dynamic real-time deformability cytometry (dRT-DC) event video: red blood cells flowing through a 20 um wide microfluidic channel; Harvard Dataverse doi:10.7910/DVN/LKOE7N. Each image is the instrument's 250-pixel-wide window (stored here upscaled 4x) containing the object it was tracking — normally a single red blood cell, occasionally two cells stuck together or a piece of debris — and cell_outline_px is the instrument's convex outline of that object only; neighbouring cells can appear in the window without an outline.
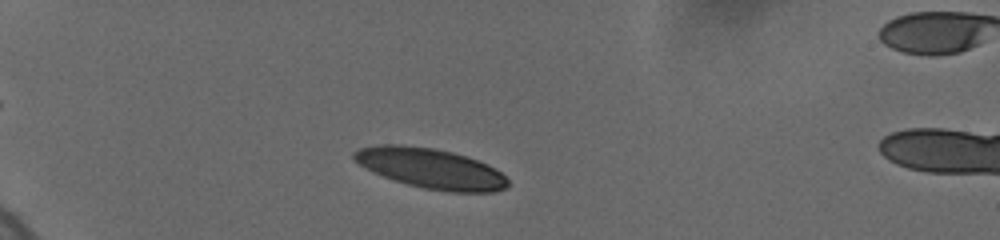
{"species": "human", "species_latin": "Homo sapiens", "temperature_condition": "cold", "stored_images_in_passage": 21, "camera_frame_rate_fps": 3000, "um_per_image_px": 0.085, "donor": {"sex": "female"}, "frame": {"image": 1, "passage_image": 2, "time_ms": 0.667, "image_size_px": [1000, 240], "cell_outline_px": [[508, 184], [504, 188], [492, 192], [448, 192], [424, 188], [408, 184], [372, 172], [364, 168], [352, 160], [352, 152], [356, 148], [380, 144], [400, 144], [432, 148], [452, 152], [488, 164], [496, 168], [508, 180]], "centroid_in_image_um": [36.55, 14.3], "position_along_channel_um": 48.4, "area_um2": 36.01}}
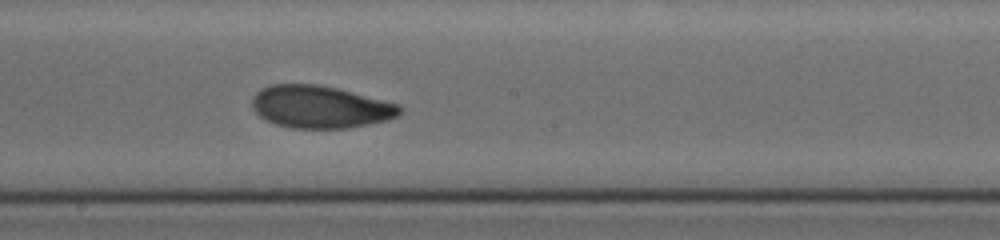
{"frame": {"image": 2, "passage_image": 14, "time_ms": 6.667, "image_size_px": [1000, 240], "cell_outline_px": [[404, 108], [396, 116], [388, 120], [348, 128], [292, 128], [276, 124], [260, 116], [252, 108], [252, 100], [256, 92], [272, 84], [316, 84], [336, 88], [400, 104]], "centroid_in_image_um": [27.23, 9.09], "position_along_channel_um": 221.0, "area_um2": 36.3}}
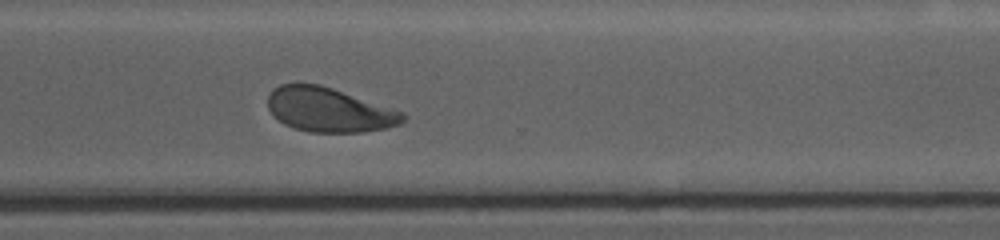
{"frame": {"image": 3, "passage_image": 21, "time_ms": 10.0, "image_size_px": [1000, 240], "cell_outline_px": [[408, 116], [400, 124], [388, 128], [360, 132], [308, 132], [284, 124], [272, 116], [268, 108], [268, 96], [272, 88], [280, 84], [320, 84], [332, 88], [400, 112]], "centroid_in_image_um": [27.91, 9.34], "position_along_channel_um": 342.7, "area_um2": 34.51}}